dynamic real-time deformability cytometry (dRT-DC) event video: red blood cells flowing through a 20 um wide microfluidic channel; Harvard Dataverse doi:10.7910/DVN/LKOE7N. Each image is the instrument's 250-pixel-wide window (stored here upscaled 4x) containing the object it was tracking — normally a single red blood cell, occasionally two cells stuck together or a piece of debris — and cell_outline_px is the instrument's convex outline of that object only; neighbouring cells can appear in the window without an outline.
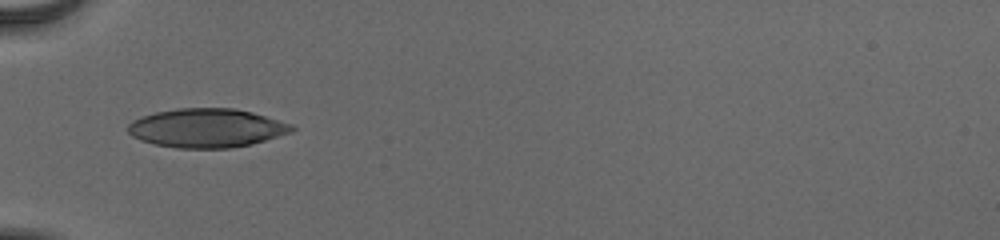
{"species": "human", "species_latin": "Homo sapiens", "temperature_condition": "cold", "stored_images_in_passage": 35, "camera_frame_rate_fps": 3000, "um_per_image_px": 0.085, "donor": {"sex": "male"}, "frame": {"image": 1, "passage_image": 1, "time_ms": 0.0, "image_size_px": [1000, 240], "cell_outline_px": [[296, 128], [292, 132], [252, 144], [232, 148], [176, 148], [156, 144], [140, 140], [132, 136], [128, 132], [128, 124], [132, 120], [156, 112], [176, 108], [236, 108], [252, 112], [292, 124]], "centroid_in_image_um": [17.58, 10.88], "position_along_channel_um": 67.4, "area_um2": 37.17}}
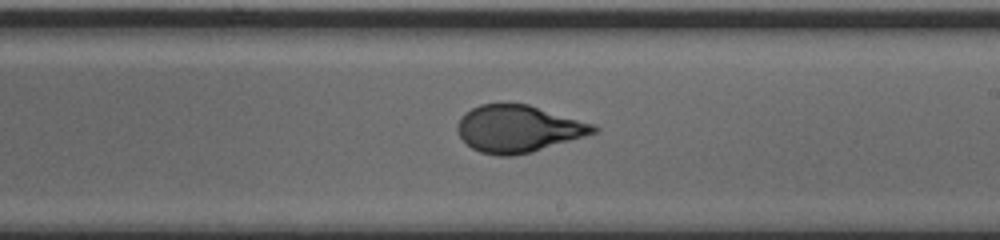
{"frame": {"image": 2, "passage_image": 15, "time_ms": 4.667, "image_size_px": [1000, 240], "cell_outline_px": [[600, 128], [596, 132], [584, 136], [532, 152], [512, 156], [496, 156], [480, 152], [472, 148], [460, 136], [456, 128], [456, 124], [460, 116], [464, 112], [480, 104], [528, 104], [596, 124]], "centroid_in_image_um": [44.04, 10.94], "position_along_channel_um": 245.0, "area_um2": 37.4}}
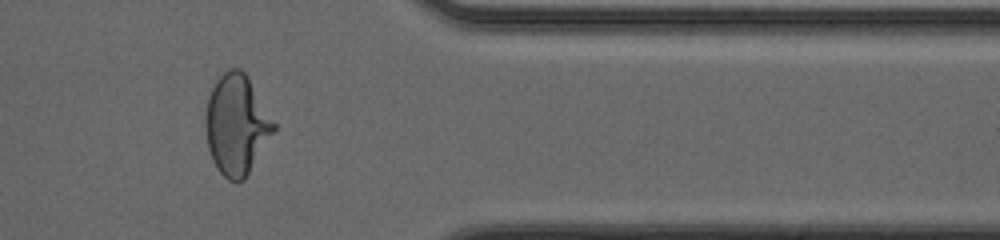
{"frame": {"image": 3, "passage_image": 27, "time_ms": 8.667, "image_size_px": [1000, 240], "cell_outline_px": [[276, 128], [244, 180], [228, 180], [216, 168], [212, 160], [208, 148], [204, 124], [204, 120], [208, 96], [216, 80], [228, 68], [240, 68], [244, 72], [276, 124]], "centroid_in_image_um": [20.07, 10.6], "position_along_channel_um": 391.3, "area_um2": 39.42}, "authors_computed_cell_mechanics": {"area_um2": 37.7434, "velocity_mm_per_s": 3.9008, "shape_relaxation_time_tau1_ms": 5.0292, "shape_relaxation_time_tau2_ms": null, "deformation_change_tau1": 0.2081, "deformation_change_tau2": null}}